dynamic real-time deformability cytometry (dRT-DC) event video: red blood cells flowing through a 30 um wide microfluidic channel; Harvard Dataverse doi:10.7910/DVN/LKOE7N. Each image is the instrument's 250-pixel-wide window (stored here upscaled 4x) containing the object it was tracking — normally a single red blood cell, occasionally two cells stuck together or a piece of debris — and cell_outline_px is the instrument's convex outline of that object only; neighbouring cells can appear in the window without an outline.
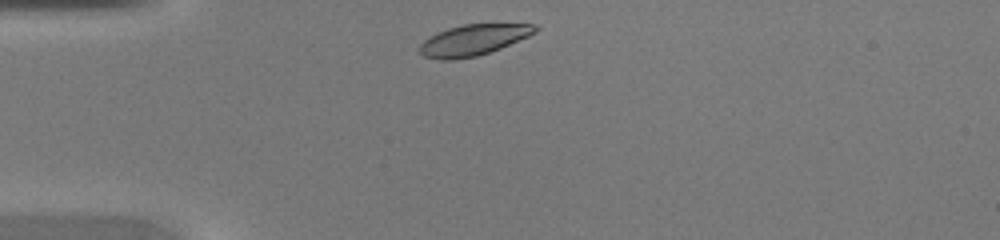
{"species": "common noctule bat (a hibernating species)", "species_latin": "Nyctalus noctula", "temperature_condition": "warm", "stored_images_in_passage": 29, "camera_frame_rate_fps": 3000, "um_per_image_px": 0.085, "animal": {"sex": "female", "body_mass_g": 20.0, "forearm_length_mm": 54.0}, "frame": {"image": 1, "passage_image": 1, "time_ms": 0.0, "image_size_px": [1000, 240], "cell_outline_px": [[540, 28], [536, 32], [528, 36], [500, 48], [476, 56], [452, 60], [440, 60], [424, 56], [420, 52], [420, 44], [428, 36], [436, 32], [448, 28], [464, 24], [536, 24]], "centroid_in_image_um": [40.21, 3.39], "position_along_channel_um": 44.8, "area_um2": 20.75}}
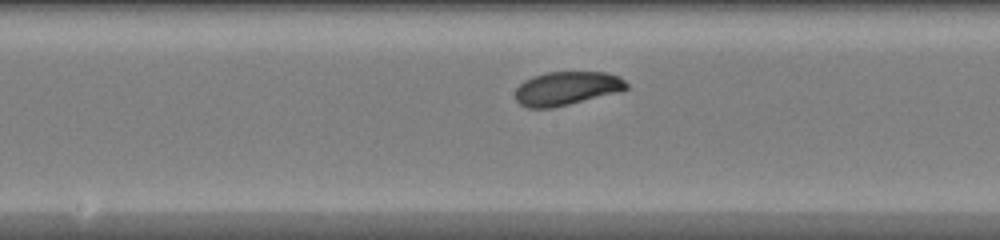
{"frame": {"image": 2, "passage_image": 13, "time_ms": 4.0, "image_size_px": [1000, 240], "cell_outline_px": [[628, 88], [624, 92], [552, 108], [528, 108], [520, 104], [516, 100], [516, 88], [524, 80], [532, 76], [548, 72], [604, 72], [620, 76], [628, 84]], "centroid_in_image_um": [48.22, 7.52], "position_along_channel_um": 200.0, "area_um2": 22.2}}
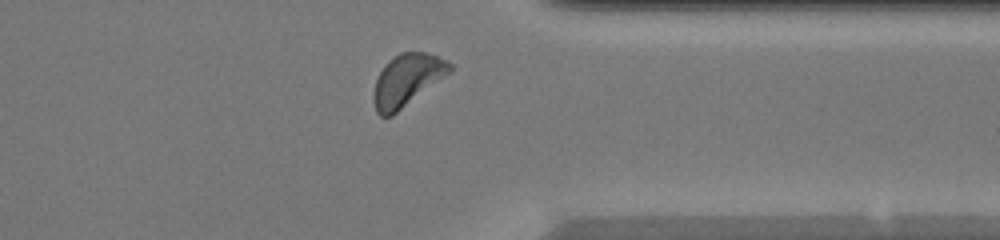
{"frame": {"image": 3, "passage_image": 25, "time_ms": 8.0, "image_size_px": [1000, 240], "cell_outline_px": [[456, 68], [392, 116], [380, 116], [376, 112], [372, 100], [372, 96], [376, 80], [380, 72], [388, 60], [400, 52], [424, 52], [448, 60]], "centroid_in_image_um": [34.6, 6.81], "position_along_channel_um": 376.8, "area_um2": 23.12}}